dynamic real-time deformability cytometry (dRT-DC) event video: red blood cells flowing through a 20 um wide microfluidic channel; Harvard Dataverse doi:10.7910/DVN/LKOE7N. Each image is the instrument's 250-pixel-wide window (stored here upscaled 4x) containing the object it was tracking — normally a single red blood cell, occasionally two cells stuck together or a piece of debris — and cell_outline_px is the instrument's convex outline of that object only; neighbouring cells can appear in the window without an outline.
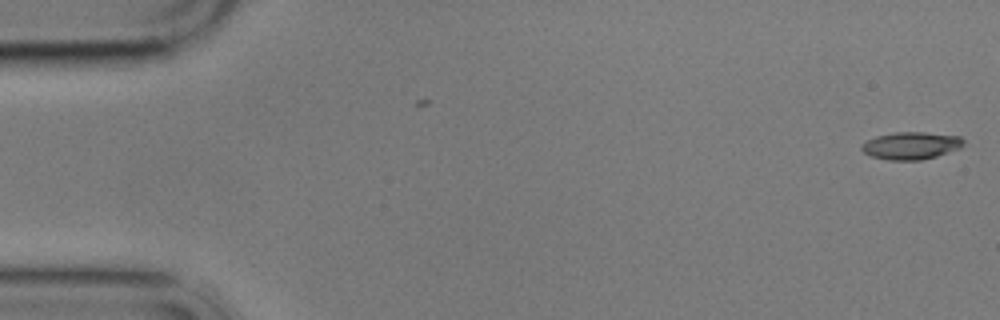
{"species": "common noctule bat (a hibernating species)", "species_latin": "Nyctalus noctula", "temperature_condition": "cold", "stored_images_in_passage": 10, "camera_frame_rate_fps": 3000, "um_per_image_px": 0.085, "animal": {"sex": "male", "body_mass_g": 17.9}, "frame": {"image": 1, "passage_image": 1, "time_ms": 0.0, "image_size_px": [1000, 320], "cell_outline_px": [[964, 144], [960, 148], [936, 156], [920, 160], [888, 160], [872, 156], [864, 152], [860, 148], [860, 144], [876, 136], [896, 132], [924, 132], [960, 136], [964, 140]], "centroid_in_image_um": [77.43, 12.37], "position_along_channel_um": 7.6, "area_um2": 16.24}}
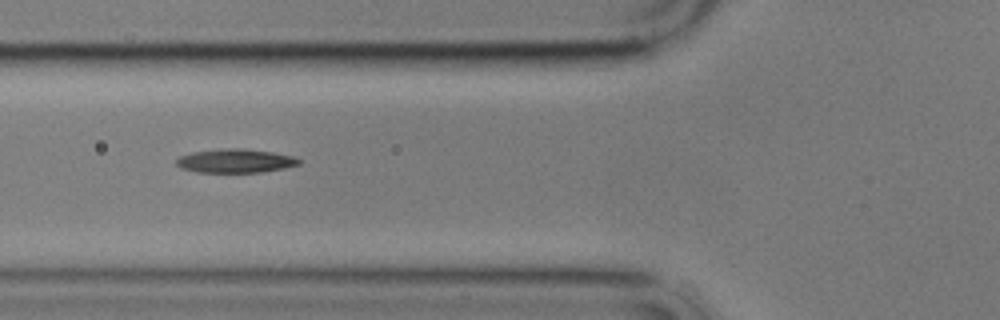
{"frame": {"image": 2, "passage_image": 7, "time_ms": 6.667, "image_size_px": [1000, 320], "cell_outline_px": [[300, 164], [284, 168], [260, 172], [196, 172], [180, 168], [176, 164], [176, 160], [180, 156], [192, 152], [228, 148], [244, 148], [272, 152], [292, 156], [300, 160]], "centroid_in_image_um": [19.98, 13.67], "position_along_channel_um": 105.8, "area_um2": 16.88}}
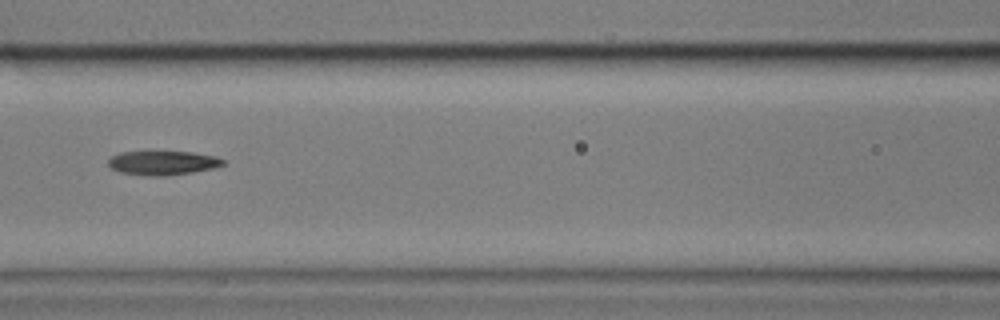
{"frame": {"image": 3, "passage_image": 8, "time_ms": 8.0, "image_size_px": [1000, 320], "cell_outline_px": [[224, 164], [216, 168], [192, 172], [164, 176], [152, 176], [120, 172], [112, 168], [108, 164], [108, 160], [112, 156], [120, 152], [192, 152], [216, 156], [224, 160]], "centroid_in_image_um": [13.86, 13.84], "position_along_channel_um": 152.7, "area_um2": 16.01}}